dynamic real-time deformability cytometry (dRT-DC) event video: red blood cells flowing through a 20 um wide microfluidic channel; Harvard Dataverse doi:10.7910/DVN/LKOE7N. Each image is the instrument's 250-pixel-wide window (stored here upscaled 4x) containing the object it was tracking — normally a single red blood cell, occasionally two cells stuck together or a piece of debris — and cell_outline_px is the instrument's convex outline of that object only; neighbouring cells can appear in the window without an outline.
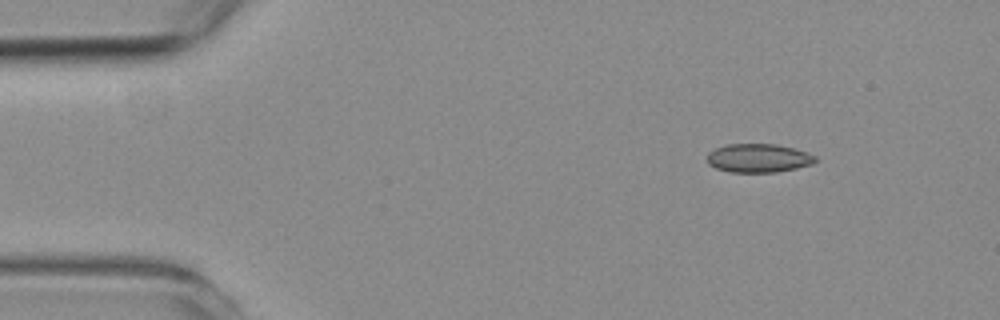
{"species": "common noctule bat (a hibernating species)", "species_latin": "Nyctalus noctula", "temperature_condition": "room temperature", "stored_images_in_passage": 51, "camera_frame_rate_fps": 3000, "um_per_image_px": 0.085, "animal": {"sex": "female", "body_mass_g": 19.3, "forearm_length_mm": 54.1}, "frame": {"image": 1, "passage_image": 1, "time_ms": 0.0, "image_size_px": [1000, 320], "cell_outline_px": [[816, 160], [812, 164], [796, 168], [776, 172], [728, 172], [716, 168], [708, 164], [708, 152], [716, 148], [728, 144], [776, 144], [808, 152], [816, 156]], "centroid_in_image_um": [64.46, 13.44], "position_along_channel_um": 20.5, "area_um2": 18.03}}
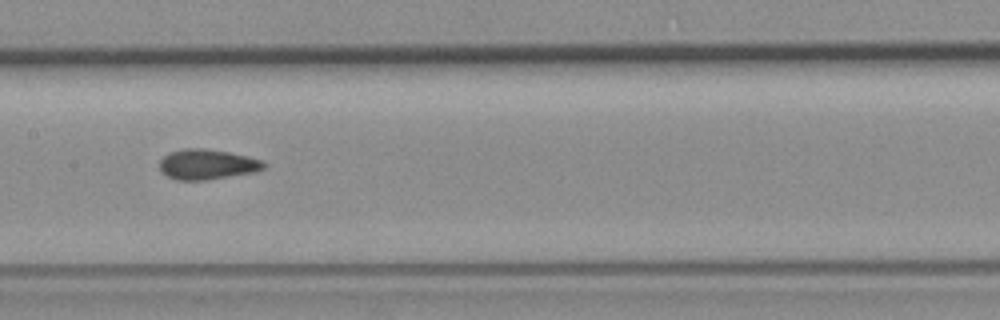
{"frame": {"image": 2, "passage_image": 22, "time_ms": 7.0, "image_size_px": [1000, 320], "cell_outline_px": [[268, 164], [264, 168], [256, 172], [204, 180], [176, 180], [160, 172], [160, 160], [168, 152], [184, 148], [204, 148], [228, 152], [248, 156], [264, 160]], "centroid_in_image_um": [17.62, 13.96], "position_along_channel_um": 189.8, "area_um2": 18.55}}
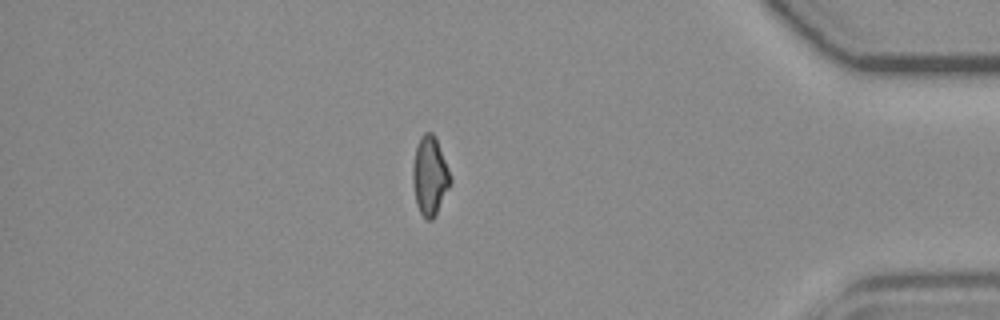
{"frame": {"image": 3, "passage_image": 43, "time_ms": 14.0, "image_size_px": [1000, 320], "cell_outline_px": [[452, 180], [436, 216], [432, 220], [428, 220], [420, 212], [416, 204], [412, 184], [412, 168], [416, 148], [420, 136], [424, 132], [432, 132], [436, 136], [452, 176]], "centroid_in_image_um": [36.54, 14.93], "position_along_channel_um": 398.7, "area_um2": 17.57}, "authors_computed_cell_mechanics": {"area_um2": 18.0336, "velocity_mm_per_s": 3.5654, "shape_relaxation_time_tau1_ms": null, "shape_relaxation_time_tau2_ms": 2.5207, "deformation_change_tau1": null, "deformation_change_tau2": 0.0584}}